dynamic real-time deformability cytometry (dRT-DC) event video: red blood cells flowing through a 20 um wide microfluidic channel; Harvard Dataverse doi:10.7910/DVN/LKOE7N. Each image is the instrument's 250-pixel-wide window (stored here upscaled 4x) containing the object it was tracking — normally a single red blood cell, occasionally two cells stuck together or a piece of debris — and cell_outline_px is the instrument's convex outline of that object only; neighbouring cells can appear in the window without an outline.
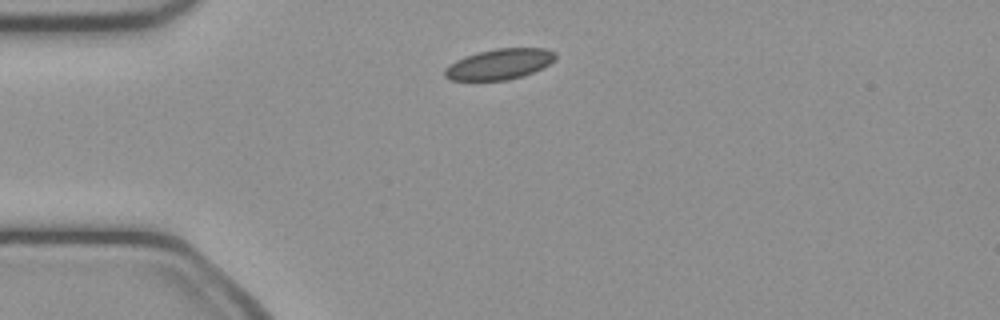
{"species": "common noctule bat (a hibernating species)", "species_latin": "Nyctalus noctula", "temperature_condition": "cold", "stored_images_in_passage": 33, "camera_frame_rate_fps": 3000, "um_per_image_px": 0.085, "animal": {"sex": "female", "body_mass_g": 21.9}, "frame": {"image": 1, "passage_image": 1, "time_ms": 0.0, "image_size_px": [1000, 320], "cell_outline_px": [[556, 60], [524, 76], [508, 80], [452, 80], [444, 76], [444, 68], [448, 64], [464, 56], [496, 48], [544, 48], [556, 52]], "centroid_in_image_um": [42.44, 5.45], "position_along_channel_um": 42.6, "area_um2": 19.77}}
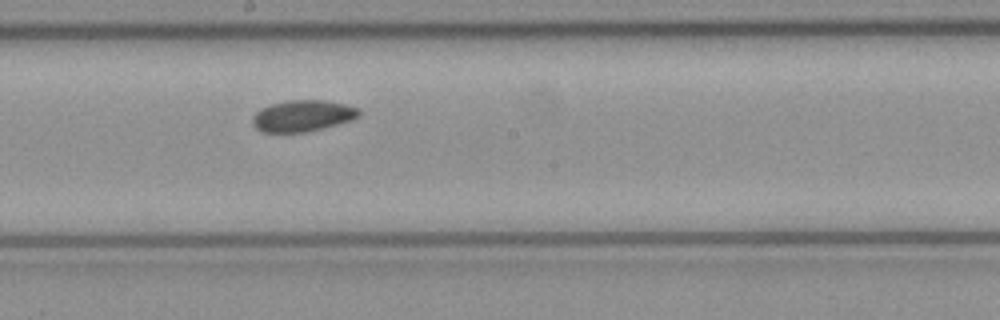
{"frame": {"image": 2, "passage_image": 16, "time_ms": 5.0, "image_size_px": [1000, 320], "cell_outline_px": [[360, 116], [352, 120], [324, 128], [308, 132], [264, 132], [256, 128], [252, 124], [252, 116], [260, 108], [268, 104], [288, 100], [324, 100], [348, 104], [360, 108]], "centroid_in_image_um": [25.74, 9.83], "position_along_channel_um": 222.5, "area_um2": 19.83}}
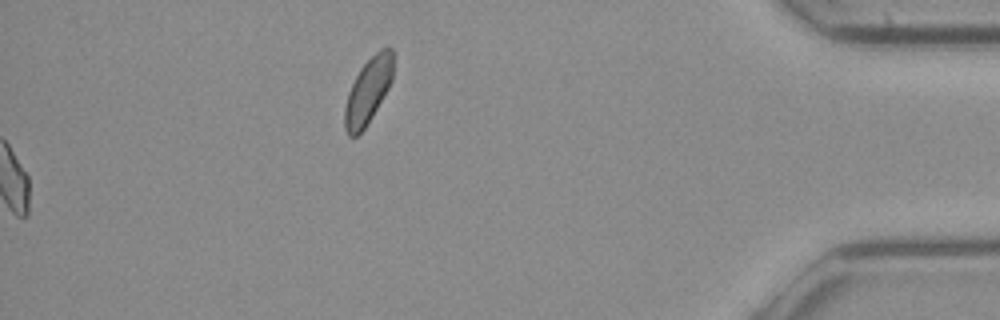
{"frame": {"image": 3, "passage_image": 33, "time_ms": 10.667, "image_size_px": [1000, 320], "cell_outline_px": [[392, 80], [388, 88], [372, 116], [364, 128], [356, 136], [348, 136], [344, 128], [344, 108], [348, 92], [360, 68], [380, 48], [388, 44], [392, 48]], "centroid_in_image_um": [31.27, 7.71], "position_along_channel_um": 403.9, "area_um2": 18.38}}